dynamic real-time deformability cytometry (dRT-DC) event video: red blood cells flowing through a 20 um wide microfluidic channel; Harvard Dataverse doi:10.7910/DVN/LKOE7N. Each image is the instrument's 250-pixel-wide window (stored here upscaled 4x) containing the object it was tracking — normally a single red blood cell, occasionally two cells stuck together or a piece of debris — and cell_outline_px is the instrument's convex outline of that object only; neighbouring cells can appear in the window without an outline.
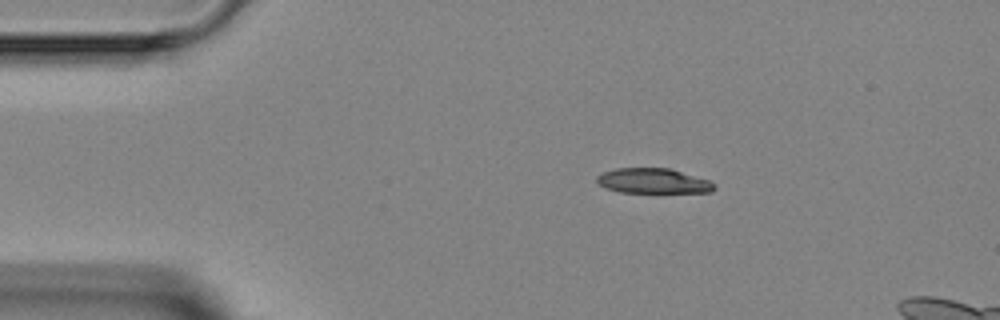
{"species": "Egyptian fruit bat (a non-hibernating species)", "species_latin": "Rousettus aegyptiacus", "temperature_condition": "room temperature", "stored_images_in_passage": 4, "camera_frame_rate_fps": 3000, "um_per_image_px": 0.085, "animal": {"sex": "female"}, "frame": {"image": 1, "passage_image": 2, "time_ms": 1.333, "image_size_px": [1000, 320], "cell_outline_px": [[716, 188], [712, 192], [620, 192], [604, 188], [596, 180], [596, 176], [604, 172], [616, 168], [668, 168], [708, 180], [716, 184]], "centroid_in_image_um": [55.5, 15.38], "position_along_channel_um": 29.5, "area_um2": 16.99}}